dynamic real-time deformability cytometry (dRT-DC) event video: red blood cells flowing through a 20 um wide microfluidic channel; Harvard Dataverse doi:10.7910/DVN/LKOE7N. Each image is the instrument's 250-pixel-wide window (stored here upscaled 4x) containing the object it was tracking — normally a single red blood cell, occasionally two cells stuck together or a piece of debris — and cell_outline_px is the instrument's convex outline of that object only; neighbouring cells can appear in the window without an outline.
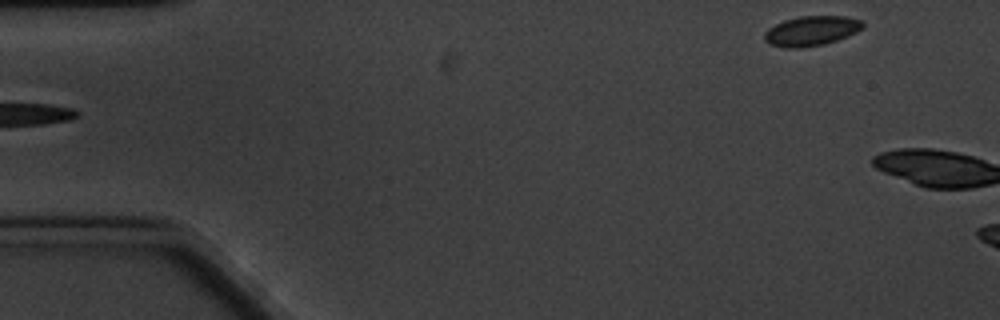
{"species": "common noctule bat (a hibernating species)", "species_latin": "Nyctalus noctula", "temperature_condition": "cold", "stored_images_in_passage": 5, "segment_of_instrument_passage": [2, 2], "camera_frame_rate_fps": 3000, "um_per_image_px": 0.085, "animal": {"sex": "male", "body_mass_g": 20.1, "forearm_length_mm": 53.5}, "frame": {"image": 1, "passage_image": 5, "time_ms": 5.667, "image_size_px": [1000, 320], "cell_outline_px": [[864, 24], [856, 32], [848, 36], [824, 44], [800, 48], [784, 48], [768, 44], [764, 40], [764, 32], [768, 28], [784, 20], [800, 16], [848, 16], [864, 20]], "centroid_in_image_um": [68.95, 2.62], "position_along_channel_um": 16.1, "area_um2": 17.22}}